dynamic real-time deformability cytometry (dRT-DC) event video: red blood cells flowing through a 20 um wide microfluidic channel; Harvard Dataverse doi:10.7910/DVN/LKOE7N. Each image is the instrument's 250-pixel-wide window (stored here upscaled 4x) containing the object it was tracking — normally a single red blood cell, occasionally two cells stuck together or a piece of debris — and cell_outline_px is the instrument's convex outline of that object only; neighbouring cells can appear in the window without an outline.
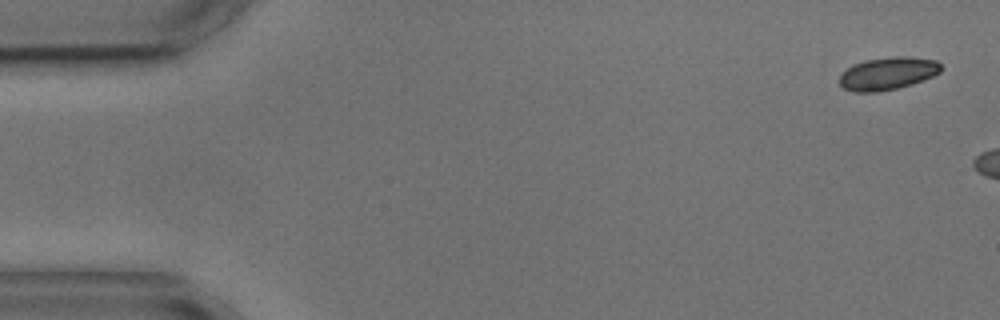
{"species": "common noctule bat (a hibernating species)", "species_latin": "Nyctalus noctula", "temperature_condition": "cold", "stored_images_in_passage": 3, "camera_frame_rate_fps": 3000, "um_per_image_px": 0.085, "animal": {"sex": "male", "body_mass_g": 17.9, "forearm_length_mm": 54.2}, "frame": {"image": 1, "passage_image": 1, "time_ms": 0.0, "image_size_px": [1000, 320], "cell_outline_px": [[944, 68], [940, 72], [924, 80], [912, 84], [896, 88], [876, 92], [856, 92], [844, 88], [840, 84], [840, 76], [852, 64], [864, 60], [892, 56], [908, 56], [936, 60]], "centroid_in_image_um": [75.49, 6.23], "position_along_channel_um": 9.5, "area_um2": 19.36}}